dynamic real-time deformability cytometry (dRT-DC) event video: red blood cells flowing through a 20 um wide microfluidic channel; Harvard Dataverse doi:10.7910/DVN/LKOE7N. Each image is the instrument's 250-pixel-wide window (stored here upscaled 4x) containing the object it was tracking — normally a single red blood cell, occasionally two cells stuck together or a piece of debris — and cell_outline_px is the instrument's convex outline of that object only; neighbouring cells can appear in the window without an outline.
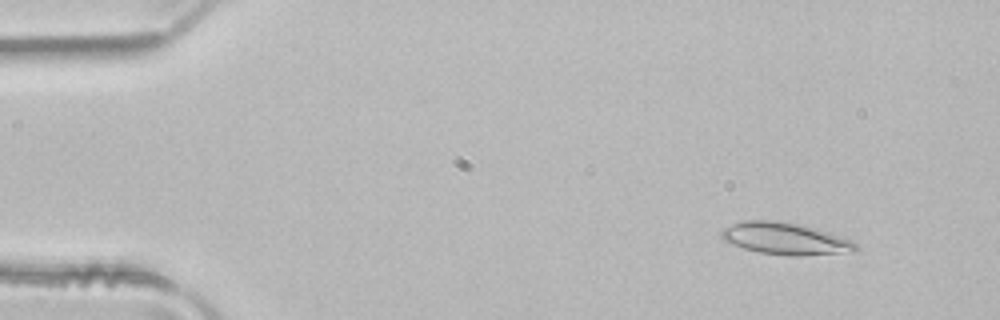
{"species": "common noctule bat (a hibernating species)", "species_latin": "Nyctalus noctula", "temperature_condition": "room temperature", "stored_images_in_passage": 3, "camera_frame_rate_fps": 3000, "um_per_image_px": 0.085, "animal": {"sex": "male", "body_mass_g": 21.5, "forearm_length_mm": 52.0}, "frame": {"image": 1, "passage_image": 1, "time_ms": 0.0, "image_size_px": [1000, 320], "cell_outline_px": [[856, 252], [800, 256], [792, 256], [760, 252], [744, 248], [724, 240], [720, 236], [720, 228], [740, 220], [776, 220], [800, 224], [816, 228], [852, 240], [856, 244]], "centroid_in_image_um": [66.73, 20.27], "position_along_channel_um": 18.3, "area_um2": 25.26}}